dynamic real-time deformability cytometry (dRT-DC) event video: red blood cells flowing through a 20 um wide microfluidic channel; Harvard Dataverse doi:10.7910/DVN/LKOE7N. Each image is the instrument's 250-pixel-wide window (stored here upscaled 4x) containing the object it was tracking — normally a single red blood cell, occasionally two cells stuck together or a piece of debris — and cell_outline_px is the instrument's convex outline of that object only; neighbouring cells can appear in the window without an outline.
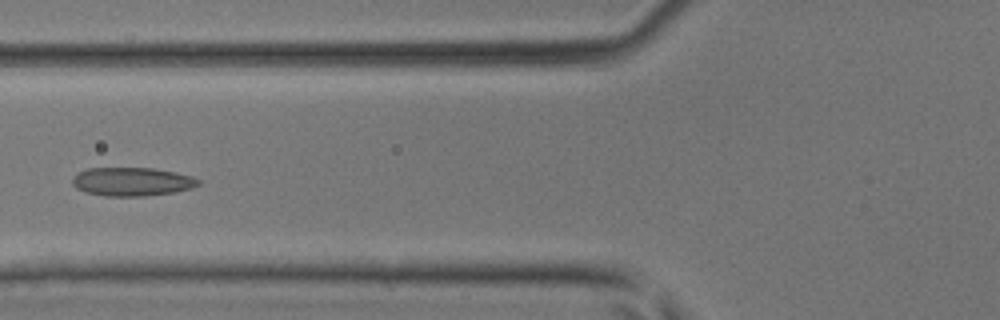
{"species": "common noctule bat (a hibernating species)", "species_latin": "Nyctalus noctula", "temperature_condition": "room temperature", "stored_images_in_passage": 43, "camera_frame_rate_fps": 3000, "um_per_image_px": 0.085, "animal": {"sex": "male", "body_mass_g": 17.9, "forearm_length_mm": 54.2}, "frame": {"image": 1, "passage_image": 17, "time_ms": 5.333, "image_size_px": [1000, 320], "cell_outline_px": [[200, 184], [192, 188], [176, 192], [144, 196], [104, 196], [84, 192], [76, 188], [72, 184], [72, 176], [76, 172], [88, 168], [152, 168], [176, 172], [192, 176], [200, 180]], "centroid_in_image_um": [11.2, 15.44], "position_along_channel_um": 114.6, "area_um2": 21.27}}
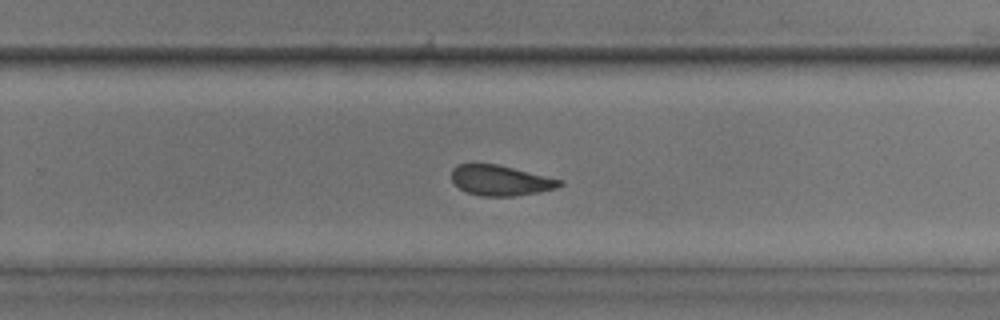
{"frame": {"image": 2, "passage_image": 28, "time_ms": 9.0, "image_size_px": [1000, 320], "cell_outline_px": [[564, 184], [556, 188], [540, 192], [512, 196], [480, 196], [468, 192], [460, 188], [452, 180], [452, 168], [456, 164], [496, 164], [564, 180]], "centroid_in_image_um": [42.57, 15.33], "position_along_channel_um": 287.2, "area_um2": 19.02}}
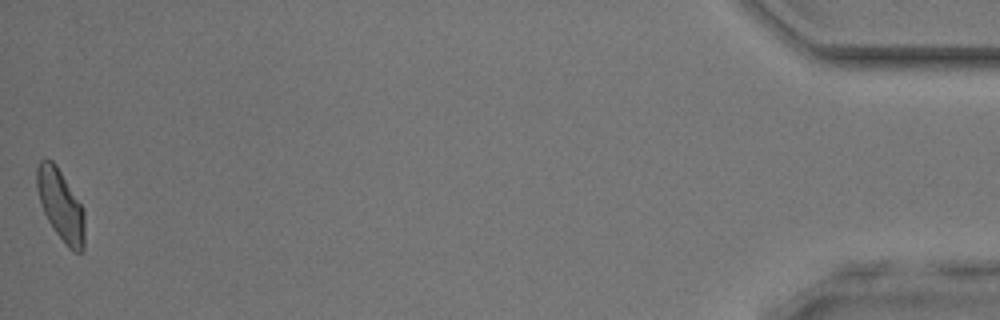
{"frame": {"image": 3, "passage_image": 43, "time_ms": 14.0, "image_size_px": [1000, 320], "cell_outline_px": [[84, 252], [76, 252], [68, 248], [56, 232], [48, 220], [44, 212], [36, 188], [36, 168], [40, 160], [44, 156], [52, 160], [56, 164], [84, 208]], "centroid_in_image_um": [5.16, 17.4], "position_along_channel_um": 430.0, "area_um2": 19.94}}